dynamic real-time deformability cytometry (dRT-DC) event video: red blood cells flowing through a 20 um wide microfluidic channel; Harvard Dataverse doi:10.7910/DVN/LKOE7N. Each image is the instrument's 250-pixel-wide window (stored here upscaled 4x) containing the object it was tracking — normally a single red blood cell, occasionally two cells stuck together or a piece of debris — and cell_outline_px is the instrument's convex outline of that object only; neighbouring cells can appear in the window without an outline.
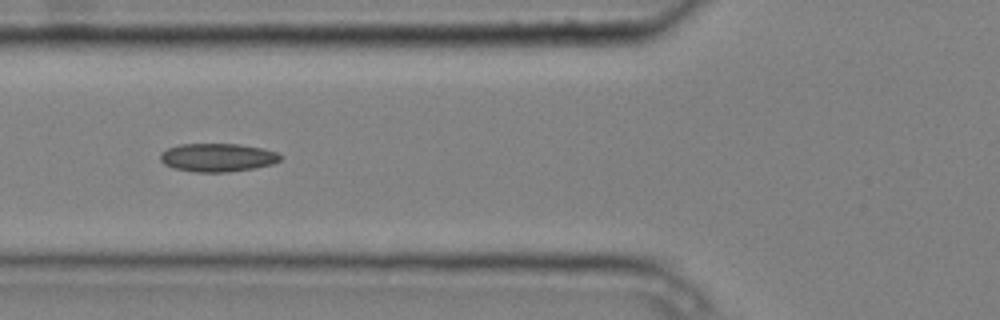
{"species": "common noctule bat (a hibernating species)", "species_latin": "Nyctalus noctula", "temperature_condition": "cold", "stored_images_in_passage": 5, "camera_frame_rate_fps": 3000, "um_per_image_px": 0.085, "animal": {"sex": "male", "body_mass_g": 20.4}, "frame": {"image": 1, "passage_image": 3, "time_ms": 0.667, "image_size_px": [1000, 320], "cell_outline_px": [[284, 156], [280, 160], [272, 164], [256, 168], [228, 172], [192, 172], [172, 168], [164, 164], [160, 160], [160, 152], [168, 148], [180, 144], [240, 144], [264, 148], [276, 152]], "centroid_in_image_um": [18.5, 13.39], "position_along_channel_um": 107.3, "area_um2": 20.11}}
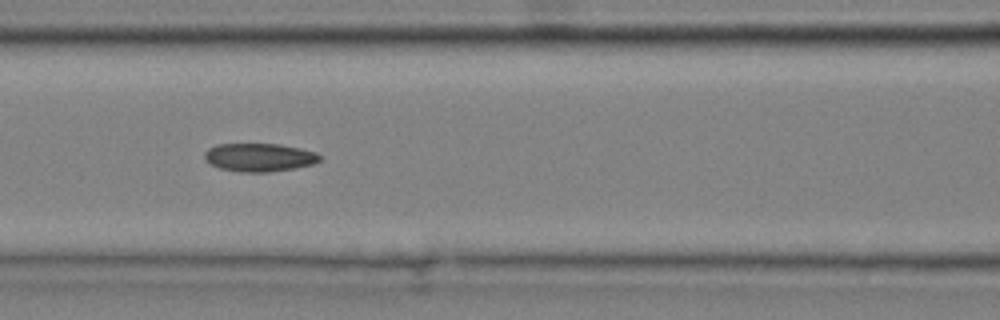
{"frame": {"image": 2, "passage_image": 4, "time_ms": 1.0, "image_size_px": [1000, 320], "cell_outline_px": [[320, 160], [312, 164], [296, 168], [268, 172], [240, 172], [220, 168], [204, 160], [204, 152], [208, 148], [216, 144], [280, 144], [300, 148], [316, 152], [320, 156]], "centroid_in_image_um": [22.02, 13.37], "position_along_channel_um": 144.6, "area_um2": 19.02}}
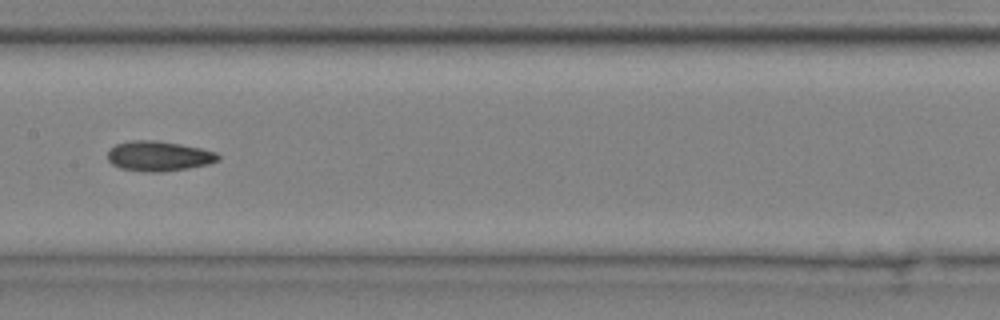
{"frame": {"image": 3, "passage_image": 5, "time_ms": 1.333, "image_size_px": [1000, 320], "cell_outline_px": [[220, 160], [208, 164], [188, 168], [160, 172], [144, 172], [120, 168], [112, 164], [108, 160], [108, 152], [116, 144], [132, 140], [160, 140], [200, 148], [216, 152], [220, 156]], "centroid_in_image_um": [13.5, 13.27], "position_along_channel_um": 193.9, "area_um2": 19.36}}